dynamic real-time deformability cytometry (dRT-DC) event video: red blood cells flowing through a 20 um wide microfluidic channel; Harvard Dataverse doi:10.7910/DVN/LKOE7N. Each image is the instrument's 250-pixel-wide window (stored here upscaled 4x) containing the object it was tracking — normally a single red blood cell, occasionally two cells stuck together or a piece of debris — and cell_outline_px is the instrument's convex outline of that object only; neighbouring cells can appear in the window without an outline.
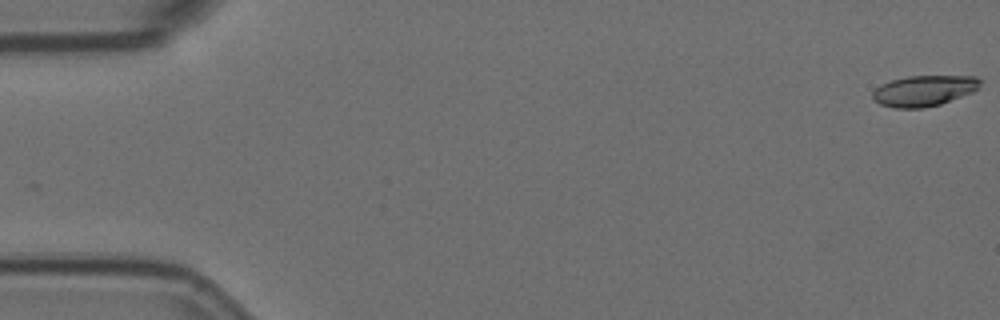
{"species": "Egyptian fruit bat (a non-hibernating species)", "species_latin": "Rousettus aegyptiacus", "temperature_condition": "room temperature", "stored_images_in_passage": 57, "camera_frame_rate_fps": 3000, "um_per_image_px": 0.085, "animal": {"sex": "female"}, "frame": {"image": 1, "passage_image": 1, "time_ms": 0.0, "image_size_px": [1000, 320], "cell_outline_px": [[984, 80], [980, 88], [972, 92], [940, 104], [924, 108], [896, 108], [880, 104], [872, 100], [872, 92], [880, 84], [892, 80], [908, 76], [976, 76]], "centroid_in_image_um": [78.56, 7.7], "position_along_channel_um": 6.4, "area_um2": 19.48}}
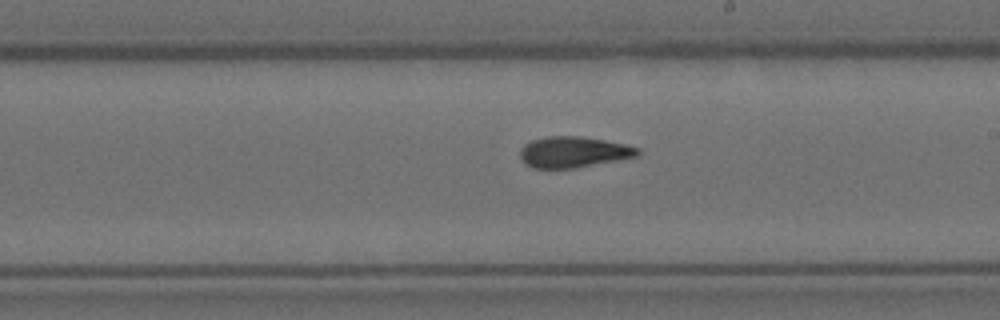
{"frame": {"image": 2, "passage_image": 33, "time_ms": 10.667, "image_size_px": [1000, 320], "cell_outline_px": [[640, 152], [636, 156], [576, 168], [532, 168], [524, 164], [520, 160], [520, 148], [524, 144], [532, 140], [544, 136], [580, 136], [604, 140], [624, 144], [640, 148]], "centroid_in_image_um": [48.68, 12.92], "position_along_channel_um": 240.3, "area_um2": 21.27}}
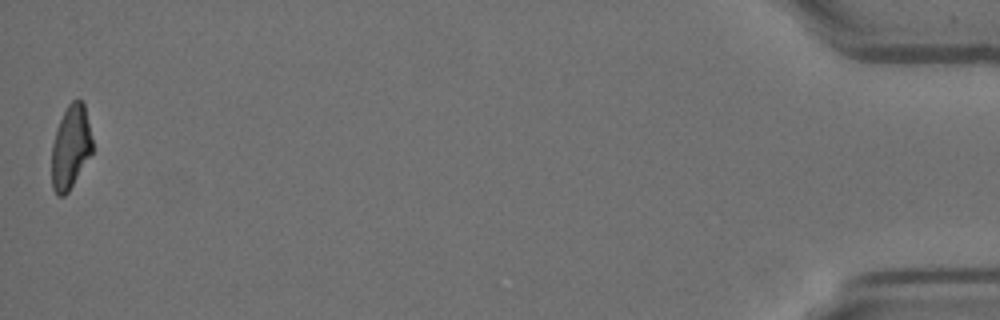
{"frame": {"image": 3, "passage_image": 57, "time_ms": 18.667, "image_size_px": [1000, 320], "cell_outline_px": [[92, 152], [68, 192], [64, 196], [56, 196], [52, 188], [52, 144], [56, 128], [68, 104], [72, 100], [80, 100], [84, 104], [92, 140]], "centroid_in_image_um": [5.98, 12.53], "position_along_channel_um": 429.2, "area_um2": 19.59}, "authors_computed_cell_mechanics": {"area_um2": 20.9236, "velocity_mm_per_s": 3.5806, "shape_relaxation_time_tau1_ms": 6.2205, "shape_relaxation_time_tau2_ms": 2.4781, "deformation_change_tau1": 0.2294, "deformation_change_tau2": 0.1082}}